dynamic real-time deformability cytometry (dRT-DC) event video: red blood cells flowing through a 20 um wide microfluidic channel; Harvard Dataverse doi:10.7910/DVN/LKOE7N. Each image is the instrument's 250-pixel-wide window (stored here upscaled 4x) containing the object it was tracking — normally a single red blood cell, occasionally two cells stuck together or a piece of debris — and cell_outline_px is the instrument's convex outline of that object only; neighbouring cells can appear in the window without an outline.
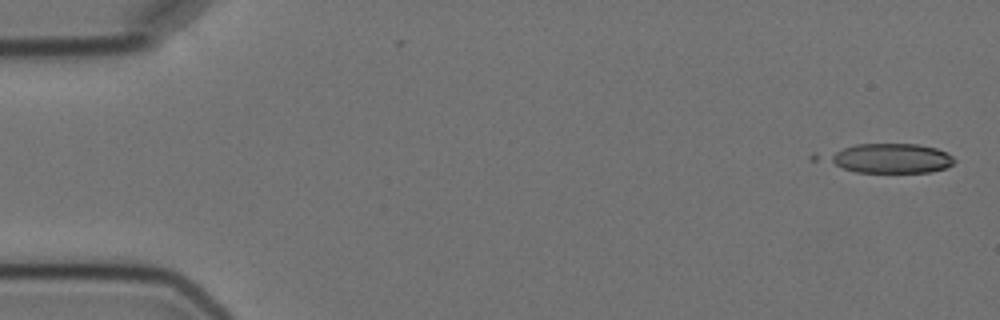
{"species": "Egyptian fruit bat (a non-hibernating species)", "species_latin": "Rousettus aegyptiacus", "temperature_condition": "cold", "stored_images_in_passage": 4, "camera_frame_rate_fps": 3000, "um_per_image_px": 0.085, "animal": {"sex": "female"}, "frame": {"image": 1, "passage_image": 1, "time_ms": 0.0, "image_size_px": [1000, 320], "cell_outline_px": [[956, 160], [952, 164], [944, 168], [932, 172], [856, 172], [808, 160], [808, 156], [812, 152], [856, 144], [916, 144], [936, 148], [952, 156]], "centroid_in_image_um": [75.17, 13.44], "position_along_channel_um": 9.8, "area_um2": 23.87}}